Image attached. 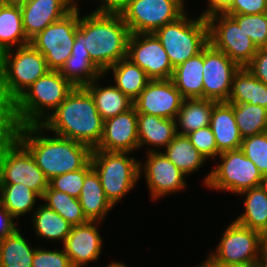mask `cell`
Returning a JSON list of instances; mask_svg holds the SVG:
<instances>
[{
	"label": "cell",
	"mask_w": 267,
	"mask_h": 267,
	"mask_svg": "<svg viewBox=\"0 0 267 267\" xmlns=\"http://www.w3.org/2000/svg\"><path fill=\"white\" fill-rule=\"evenodd\" d=\"M261 13H267V0H233L231 6L224 12L226 15Z\"/></svg>",
	"instance_id": "7bdbcfd3"
},
{
	"label": "cell",
	"mask_w": 267,
	"mask_h": 267,
	"mask_svg": "<svg viewBox=\"0 0 267 267\" xmlns=\"http://www.w3.org/2000/svg\"><path fill=\"white\" fill-rule=\"evenodd\" d=\"M196 267H243V266L221 264L209 255V257H207V259L204 262H202V264Z\"/></svg>",
	"instance_id": "c3c4849f"
},
{
	"label": "cell",
	"mask_w": 267,
	"mask_h": 267,
	"mask_svg": "<svg viewBox=\"0 0 267 267\" xmlns=\"http://www.w3.org/2000/svg\"><path fill=\"white\" fill-rule=\"evenodd\" d=\"M209 43L224 52L240 67H246L258 51L252 40L229 15L217 13L207 17Z\"/></svg>",
	"instance_id": "4fadbf2b"
},
{
	"label": "cell",
	"mask_w": 267,
	"mask_h": 267,
	"mask_svg": "<svg viewBox=\"0 0 267 267\" xmlns=\"http://www.w3.org/2000/svg\"><path fill=\"white\" fill-rule=\"evenodd\" d=\"M239 194L246 195L245 211L234 221L267 236V186L263 184Z\"/></svg>",
	"instance_id": "4316f807"
},
{
	"label": "cell",
	"mask_w": 267,
	"mask_h": 267,
	"mask_svg": "<svg viewBox=\"0 0 267 267\" xmlns=\"http://www.w3.org/2000/svg\"><path fill=\"white\" fill-rule=\"evenodd\" d=\"M215 103L216 101L205 98L184 99L175 118L176 127H181L176 128L177 134L187 135L199 128L209 126Z\"/></svg>",
	"instance_id": "f1b7e54d"
},
{
	"label": "cell",
	"mask_w": 267,
	"mask_h": 267,
	"mask_svg": "<svg viewBox=\"0 0 267 267\" xmlns=\"http://www.w3.org/2000/svg\"><path fill=\"white\" fill-rule=\"evenodd\" d=\"M0 54V116L49 70L45 57L30 43Z\"/></svg>",
	"instance_id": "5b68a950"
},
{
	"label": "cell",
	"mask_w": 267,
	"mask_h": 267,
	"mask_svg": "<svg viewBox=\"0 0 267 267\" xmlns=\"http://www.w3.org/2000/svg\"><path fill=\"white\" fill-rule=\"evenodd\" d=\"M129 152L92 149L91 165L99 176L107 199L115 206L140 178V161L128 157ZM127 155V156H126Z\"/></svg>",
	"instance_id": "ba28073f"
},
{
	"label": "cell",
	"mask_w": 267,
	"mask_h": 267,
	"mask_svg": "<svg viewBox=\"0 0 267 267\" xmlns=\"http://www.w3.org/2000/svg\"><path fill=\"white\" fill-rule=\"evenodd\" d=\"M227 103L260 105L267 109V84L258 80L246 67L235 73Z\"/></svg>",
	"instance_id": "484cf974"
},
{
	"label": "cell",
	"mask_w": 267,
	"mask_h": 267,
	"mask_svg": "<svg viewBox=\"0 0 267 267\" xmlns=\"http://www.w3.org/2000/svg\"><path fill=\"white\" fill-rule=\"evenodd\" d=\"M73 88L74 86L59 71H48L29 86L0 116V127L42 124Z\"/></svg>",
	"instance_id": "277c9868"
},
{
	"label": "cell",
	"mask_w": 267,
	"mask_h": 267,
	"mask_svg": "<svg viewBox=\"0 0 267 267\" xmlns=\"http://www.w3.org/2000/svg\"><path fill=\"white\" fill-rule=\"evenodd\" d=\"M77 0H28L20 6L23 28L30 40L48 25L71 12Z\"/></svg>",
	"instance_id": "d6986e66"
},
{
	"label": "cell",
	"mask_w": 267,
	"mask_h": 267,
	"mask_svg": "<svg viewBox=\"0 0 267 267\" xmlns=\"http://www.w3.org/2000/svg\"><path fill=\"white\" fill-rule=\"evenodd\" d=\"M92 169L91 161L77 171L58 175L49 180V186L71 197L79 198L86 174Z\"/></svg>",
	"instance_id": "ab89813d"
},
{
	"label": "cell",
	"mask_w": 267,
	"mask_h": 267,
	"mask_svg": "<svg viewBox=\"0 0 267 267\" xmlns=\"http://www.w3.org/2000/svg\"><path fill=\"white\" fill-rule=\"evenodd\" d=\"M246 68L258 80L267 84V47L258 48V51Z\"/></svg>",
	"instance_id": "ee69618b"
},
{
	"label": "cell",
	"mask_w": 267,
	"mask_h": 267,
	"mask_svg": "<svg viewBox=\"0 0 267 267\" xmlns=\"http://www.w3.org/2000/svg\"><path fill=\"white\" fill-rule=\"evenodd\" d=\"M4 129L29 150L48 180L77 171L90 161L92 149L88 145L58 135L47 137L41 124Z\"/></svg>",
	"instance_id": "6da1fadb"
},
{
	"label": "cell",
	"mask_w": 267,
	"mask_h": 267,
	"mask_svg": "<svg viewBox=\"0 0 267 267\" xmlns=\"http://www.w3.org/2000/svg\"><path fill=\"white\" fill-rule=\"evenodd\" d=\"M183 101L171 79H154L147 83L133 106L137 113L175 120Z\"/></svg>",
	"instance_id": "2e32d148"
},
{
	"label": "cell",
	"mask_w": 267,
	"mask_h": 267,
	"mask_svg": "<svg viewBox=\"0 0 267 267\" xmlns=\"http://www.w3.org/2000/svg\"><path fill=\"white\" fill-rule=\"evenodd\" d=\"M41 197L24 184H0V203L14 217L29 213Z\"/></svg>",
	"instance_id": "e575fe53"
},
{
	"label": "cell",
	"mask_w": 267,
	"mask_h": 267,
	"mask_svg": "<svg viewBox=\"0 0 267 267\" xmlns=\"http://www.w3.org/2000/svg\"><path fill=\"white\" fill-rule=\"evenodd\" d=\"M139 149L137 111L131 109L104 120L103 133L98 146L108 152H132Z\"/></svg>",
	"instance_id": "ac0fdd59"
},
{
	"label": "cell",
	"mask_w": 267,
	"mask_h": 267,
	"mask_svg": "<svg viewBox=\"0 0 267 267\" xmlns=\"http://www.w3.org/2000/svg\"><path fill=\"white\" fill-rule=\"evenodd\" d=\"M147 160L140 165L153 200L185 188V174L180 171L161 151L147 149ZM144 167V168H143Z\"/></svg>",
	"instance_id": "e0dca14e"
},
{
	"label": "cell",
	"mask_w": 267,
	"mask_h": 267,
	"mask_svg": "<svg viewBox=\"0 0 267 267\" xmlns=\"http://www.w3.org/2000/svg\"><path fill=\"white\" fill-rule=\"evenodd\" d=\"M34 211L32 221L35 233L47 240H60L64 243L72 229V225L53 209L41 204Z\"/></svg>",
	"instance_id": "836d02e7"
},
{
	"label": "cell",
	"mask_w": 267,
	"mask_h": 267,
	"mask_svg": "<svg viewBox=\"0 0 267 267\" xmlns=\"http://www.w3.org/2000/svg\"><path fill=\"white\" fill-rule=\"evenodd\" d=\"M24 184L41 198L49 180L29 150L9 131L0 127V184Z\"/></svg>",
	"instance_id": "8992f818"
},
{
	"label": "cell",
	"mask_w": 267,
	"mask_h": 267,
	"mask_svg": "<svg viewBox=\"0 0 267 267\" xmlns=\"http://www.w3.org/2000/svg\"><path fill=\"white\" fill-rule=\"evenodd\" d=\"M4 1L3 0H0V9L4 6Z\"/></svg>",
	"instance_id": "db71d44e"
},
{
	"label": "cell",
	"mask_w": 267,
	"mask_h": 267,
	"mask_svg": "<svg viewBox=\"0 0 267 267\" xmlns=\"http://www.w3.org/2000/svg\"><path fill=\"white\" fill-rule=\"evenodd\" d=\"M113 71L115 86L121 90L126 96L134 101L141 91L151 80L138 65L134 64L127 57L121 59L118 63L108 68L105 72Z\"/></svg>",
	"instance_id": "f546056e"
},
{
	"label": "cell",
	"mask_w": 267,
	"mask_h": 267,
	"mask_svg": "<svg viewBox=\"0 0 267 267\" xmlns=\"http://www.w3.org/2000/svg\"><path fill=\"white\" fill-rule=\"evenodd\" d=\"M192 145L206 158H214L218 155L216 140L209 126L199 128L187 134Z\"/></svg>",
	"instance_id": "60d3db41"
},
{
	"label": "cell",
	"mask_w": 267,
	"mask_h": 267,
	"mask_svg": "<svg viewBox=\"0 0 267 267\" xmlns=\"http://www.w3.org/2000/svg\"><path fill=\"white\" fill-rule=\"evenodd\" d=\"M264 258L267 260V236H265L264 242Z\"/></svg>",
	"instance_id": "f5cc1de1"
},
{
	"label": "cell",
	"mask_w": 267,
	"mask_h": 267,
	"mask_svg": "<svg viewBox=\"0 0 267 267\" xmlns=\"http://www.w3.org/2000/svg\"><path fill=\"white\" fill-rule=\"evenodd\" d=\"M240 29L252 40L257 48L267 47V13L256 15H229Z\"/></svg>",
	"instance_id": "74e56055"
},
{
	"label": "cell",
	"mask_w": 267,
	"mask_h": 267,
	"mask_svg": "<svg viewBox=\"0 0 267 267\" xmlns=\"http://www.w3.org/2000/svg\"><path fill=\"white\" fill-rule=\"evenodd\" d=\"M32 267H73L64 250H35Z\"/></svg>",
	"instance_id": "b9f144b4"
},
{
	"label": "cell",
	"mask_w": 267,
	"mask_h": 267,
	"mask_svg": "<svg viewBox=\"0 0 267 267\" xmlns=\"http://www.w3.org/2000/svg\"><path fill=\"white\" fill-rule=\"evenodd\" d=\"M106 267H127L125 264L123 263H118V262H111V264H108Z\"/></svg>",
	"instance_id": "f907efd6"
},
{
	"label": "cell",
	"mask_w": 267,
	"mask_h": 267,
	"mask_svg": "<svg viewBox=\"0 0 267 267\" xmlns=\"http://www.w3.org/2000/svg\"><path fill=\"white\" fill-rule=\"evenodd\" d=\"M78 31L91 61L103 73L127 57L130 32L117 11L95 9L79 18Z\"/></svg>",
	"instance_id": "3957f363"
},
{
	"label": "cell",
	"mask_w": 267,
	"mask_h": 267,
	"mask_svg": "<svg viewBox=\"0 0 267 267\" xmlns=\"http://www.w3.org/2000/svg\"><path fill=\"white\" fill-rule=\"evenodd\" d=\"M41 200L46 202L48 208L53 209L72 226L85 224L88 222L83 214L78 198L69 196L60 191L53 190L50 186L45 190Z\"/></svg>",
	"instance_id": "d590c367"
},
{
	"label": "cell",
	"mask_w": 267,
	"mask_h": 267,
	"mask_svg": "<svg viewBox=\"0 0 267 267\" xmlns=\"http://www.w3.org/2000/svg\"><path fill=\"white\" fill-rule=\"evenodd\" d=\"M210 127L216 140L218 155L241 148L243 138L234 117V104L216 102L213 105Z\"/></svg>",
	"instance_id": "7402d4cb"
},
{
	"label": "cell",
	"mask_w": 267,
	"mask_h": 267,
	"mask_svg": "<svg viewBox=\"0 0 267 267\" xmlns=\"http://www.w3.org/2000/svg\"><path fill=\"white\" fill-rule=\"evenodd\" d=\"M5 5L22 6L28 0H3Z\"/></svg>",
	"instance_id": "681fc988"
},
{
	"label": "cell",
	"mask_w": 267,
	"mask_h": 267,
	"mask_svg": "<svg viewBox=\"0 0 267 267\" xmlns=\"http://www.w3.org/2000/svg\"><path fill=\"white\" fill-rule=\"evenodd\" d=\"M78 8L30 39V44L45 57L49 70L60 71L71 56L80 18Z\"/></svg>",
	"instance_id": "7c38bea8"
},
{
	"label": "cell",
	"mask_w": 267,
	"mask_h": 267,
	"mask_svg": "<svg viewBox=\"0 0 267 267\" xmlns=\"http://www.w3.org/2000/svg\"><path fill=\"white\" fill-rule=\"evenodd\" d=\"M153 34L164 47L173 68L200 53L209 44L208 21L202 15L188 19L184 13Z\"/></svg>",
	"instance_id": "52a82bcc"
},
{
	"label": "cell",
	"mask_w": 267,
	"mask_h": 267,
	"mask_svg": "<svg viewBox=\"0 0 267 267\" xmlns=\"http://www.w3.org/2000/svg\"><path fill=\"white\" fill-rule=\"evenodd\" d=\"M101 6L96 10H112L117 11L127 0H100Z\"/></svg>",
	"instance_id": "7dc6e473"
},
{
	"label": "cell",
	"mask_w": 267,
	"mask_h": 267,
	"mask_svg": "<svg viewBox=\"0 0 267 267\" xmlns=\"http://www.w3.org/2000/svg\"><path fill=\"white\" fill-rule=\"evenodd\" d=\"M240 149L267 179V132L243 138Z\"/></svg>",
	"instance_id": "f35d334b"
},
{
	"label": "cell",
	"mask_w": 267,
	"mask_h": 267,
	"mask_svg": "<svg viewBox=\"0 0 267 267\" xmlns=\"http://www.w3.org/2000/svg\"><path fill=\"white\" fill-rule=\"evenodd\" d=\"M35 250L17 229L0 240V267H32Z\"/></svg>",
	"instance_id": "d6a6232c"
},
{
	"label": "cell",
	"mask_w": 267,
	"mask_h": 267,
	"mask_svg": "<svg viewBox=\"0 0 267 267\" xmlns=\"http://www.w3.org/2000/svg\"><path fill=\"white\" fill-rule=\"evenodd\" d=\"M257 267H267V260L263 257Z\"/></svg>",
	"instance_id": "816d5d0a"
},
{
	"label": "cell",
	"mask_w": 267,
	"mask_h": 267,
	"mask_svg": "<svg viewBox=\"0 0 267 267\" xmlns=\"http://www.w3.org/2000/svg\"><path fill=\"white\" fill-rule=\"evenodd\" d=\"M127 58L151 79H171L174 68L154 34H130Z\"/></svg>",
	"instance_id": "9a60e30c"
},
{
	"label": "cell",
	"mask_w": 267,
	"mask_h": 267,
	"mask_svg": "<svg viewBox=\"0 0 267 267\" xmlns=\"http://www.w3.org/2000/svg\"><path fill=\"white\" fill-rule=\"evenodd\" d=\"M222 163L204 179L205 185L216 191L239 193L265 184L266 178L241 149L219 154Z\"/></svg>",
	"instance_id": "9c48e42d"
},
{
	"label": "cell",
	"mask_w": 267,
	"mask_h": 267,
	"mask_svg": "<svg viewBox=\"0 0 267 267\" xmlns=\"http://www.w3.org/2000/svg\"><path fill=\"white\" fill-rule=\"evenodd\" d=\"M176 122L145 113H137L139 148L146 146L166 147L177 135Z\"/></svg>",
	"instance_id": "603a6c76"
},
{
	"label": "cell",
	"mask_w": 267,
	"mask_h": 267,
	"mask_svg": "<svg viewBox=\"0 0 267 267\" xmlns=\"http://www.w3.org/2000/svg\"><path fill=\"white\" fill-rule=\"evenodd\" d=\"M103 123L91 94L84 87H74L41 125L44 131L94 149L100 143Z\"/></svg>",
	"instance_id": "7a4b0ae2"
},
{
	"label": "cell",
	"mask_w": 267,
	"mask_h": 267,
	"mask_svg": "<svg viewBox=\"0 0 267 267\" xmlns=\"http://www.w3.org/2000/svg\"><path fill=\"white\" fill-rule=\"evenodd\" d=\"M184 0H127L117 12L130 34H153L185 12Z\"/></svg>",
	"instance_id": "30bf717a"
},
{
	"label": "cell",
	"mask_w": 267,
	"mask_h": 267,
	"mask_svg": "<svg viewBox=\"0 0 267 267\" xmlns=\"http://www.w3.org/2000/svg\"><path fill=\"white\" fill-rule=\"evenodd\" d=\"M240 66L210 43L204 48L203 98L227 102Z\"/></svg>",
	"instance_id": "5bb4252c"
},
{
	"label": "cell",
	"mask_w": 267,
	"mask_h": 267,
	"mask_svg": "<svg viewBox=\"0 0 267 267\" xmlns=\"http://www.w3.org/2000/svg\"><path fill=\"white\" fill-rule=\"evenodd\" d=\"M93 80L84 88L91 94L97 111L103 120L114 117L133 107V101L115 85L100 87Z\"/></svg>",
	"instance_id": "83f0119b"
},
{
	"label": "cell",
	"mask_w": 267,
	"mask_h": 267,
	"mask_svg": "<svg viewBox=\"0 0 267 267\" xmlns=\"http://www.w3.org/2000/svg\"><path fill=\"white\" fill-rule=\"evenodd\" d=\"M15 219L0 203V240L13 234L18 228Z\"/></svg>",
	"instance_id": "f6af8a7d"
},
{
	"label": "cell",
	"mask_w": 267,
	"mask_h": 267,
	"mask_svg": "<svg viewBox=\"0 0 267 267\" xmlns=\"http://www.w3.org/2000/svg\"><path fill=\"white\" fill-rule=\"evenodd\" d=\"M83 214L88 221L104 220V216L114 207L107 199L99 176L92 168L85 176L79 196Z\"/></svg>",
	"instance_id": "d4e9b609"
},
{
	"label": "cell",
	"mask_w": 267,
	"mask_h": 267,
	"mask_svg": "<svg viewBox=\"0 0 267 267\" xmlns=\"http://www.w3.org/2000/svg\"><path fill=\"white\" fill-rule=\"evenodd\" d=\"M234 117L242 138L267 132V109L249 103L234 104Z\"/></svg>",
	"instance_id": "8d00e7d4"
},
{
	"label": "cell",
	"mask_w": 267,
	"mask_h": 267,
	"mask_svg": "<svg viewBox=\"0 0 267 267\" xmlns=\"http://www.w3.org/2000/svg\"><path fill=\"white\" fill-rule=\"evenodd\" d=\"M165 148L162 153L185 175L198 170L206 160L187 135L177 134Z\"/></svg>",
	"instance_id": "1f68e13d"
},
{
	"label": "cell",
	"mask_w": 267,
	"mask_h": 267,
	"mask_svg": "<svg viewBox=\"0 0 267 267\" xmlns=\"http://www.w3.org/2000/svg\"><path fill=\"white\" fill-rule=\"evenodd\" d=\"M209 5L201 15L205 18L217 14L224 13L232 4L233 0H208Z\"/></svg>",
	"instance_id": "bcb514c9"
},
{
	"label": "cell",
	"mask_w": 267,
	"mask_h": 267,
	"mask_svg": "<svg viewBox=\"0 0 267 267\" xmlns=\"http://www.w3.org/2000/svg\"><path fill=\"white\" fill-rule=\"evenodd\" d=\"M98 221L72 226L71 232L63 243V250L73 267H84L96 261L102 252V238L98 232Z\"/></svg>",
	"instance_id": "ffe728a7"
},
{
	"label": "cell",
	"mask_w": 267,
	"mask_h": 267,
	"mask_svg": "<svg viewBox=\"0 0 267 267\" xmlns=\"http://www.w3.org/2000/svg\"><path fill=\"white\" fill-rule=\"evenodd\" d=\"M264 242L262 233L234 221L224 231L215 253L209 255L221 264L257 267L264 257Z\"/></svg>",
	"instance_id": "8fae6325"
},
{
	"label": "cell",
	"mask_w": 267,
	"mask_h": 267,
	"mask_svg": "<svg viewBox=\"0 0 267 267\" xmlns=\"http://www.w3.org/2000/svg\"><path fill=\"white\" fill-rule=\"evenodd\" d=\"M30 43L26 37L20 6L4 5L0 9V54Z\"/></svg>",
	"instance_id": "4dcf8cb0"
},
{
	"label": "cell",
	"mask_w": 267,
	"mask_h": 267,
	"mask_svg": "<svg viewBox=\"0 0 267 267\" xmlns=\"http://www.w3.org/2000/svg\"><path fill=\"white\" fill-rule=\"evenodd\" d=\"M59 72L74 87H85L100 76L104 77V73L91 61L79 31L75 34L71 56Z\"/></svg>",
	"instance_id": "44dd1931"
},
{
	"label": "cell",
	"mask_w": 267,
	"mask_h": 267,
	"mask_svg": "<svg viewBox=\"0 0 267 267\" xmlns=\"http://www.w3.org/2000/svg\"><path fill=\"white\" fill-rule=\"evenodd\" d=\"M204 49L178 65L171 77L184 99L203 98Z\"/></svg>",
	"instance_id": "cb8c5ba5"
}]
</instances>
